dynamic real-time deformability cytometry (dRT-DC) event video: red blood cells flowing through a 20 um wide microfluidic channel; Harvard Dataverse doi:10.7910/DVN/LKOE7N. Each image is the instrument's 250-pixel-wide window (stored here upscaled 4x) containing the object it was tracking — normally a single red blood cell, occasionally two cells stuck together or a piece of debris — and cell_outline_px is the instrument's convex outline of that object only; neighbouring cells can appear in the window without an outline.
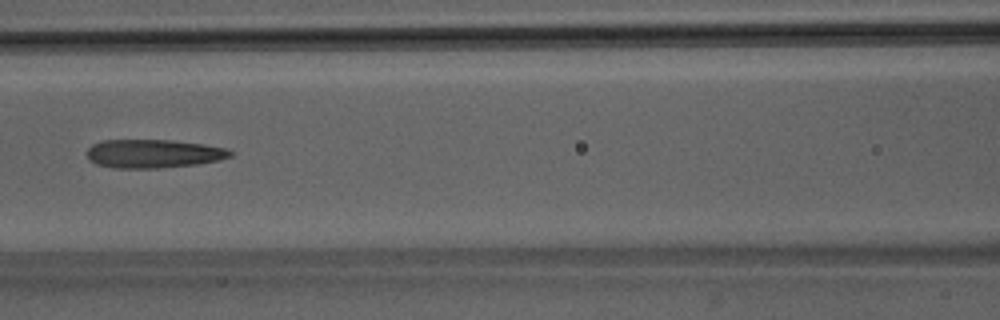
{"species": "Egyptian fruit bat (a non-hibernating species)", "species_latin": "Rousettus aegyptiacus", "temperature_condition": "room temperature", "stored_images_in_passage": 7, "camera_frame_rate_fps": 3000, "um_per_image_px": 0.085, "animal": {"sex": "male"}, "frame": {"image": 1, "passage_image": 7, "time_ms": 6.667, "image_size_px": [1000, 320], "cell_outline_px": [[232, 156], [220, 160], [196, 164], [160, 168], [112, 168], [96, 164], [88, 160], [88, 148], [92, 144], [100, 140], [168, 140], [204, 144], [224, 148], [232, 152]], "centroid_in_image_um": [13.0, 13.06], "position_along_channel_um": 153.6, "area_um2": 23.87}}